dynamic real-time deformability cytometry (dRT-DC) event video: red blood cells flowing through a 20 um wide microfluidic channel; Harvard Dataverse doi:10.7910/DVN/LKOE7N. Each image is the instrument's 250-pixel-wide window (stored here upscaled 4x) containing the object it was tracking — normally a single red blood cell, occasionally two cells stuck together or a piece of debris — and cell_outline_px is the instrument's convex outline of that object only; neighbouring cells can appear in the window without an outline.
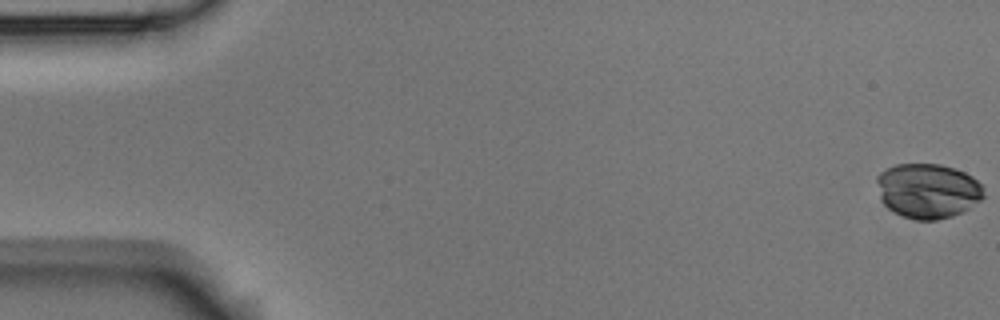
{"species": "Egyptian fruit bat (a non-hibernating species)", "species_latin": "Rousettus aegyptiacus", "temperature_condition": "room temperature", "stored_images_in_passage": 55, "camera_frame_rate_fps": 3000, "um_per_image_px": 0.085, "animal": {"sex": "male"}, "frame": {"image": 1, "passage_image": 1, "time_ms": 0.0, "image_size_px": [1000, 320], "cell_outline_px": [[984, 196], [980, 200], [968, 208], [952, 216], [936, 220], [916, 220], [904, 216], [888, 208], [880, 200], [876, 180], [876, 176], [880, 172], [896, 164], [940, 164], [964, 172], [972, 176], [984, 188]], "centroid_in_image_um": [78.84, 16.21], "position_along_channel_um": 6.2, "area_um2": 34.04}}
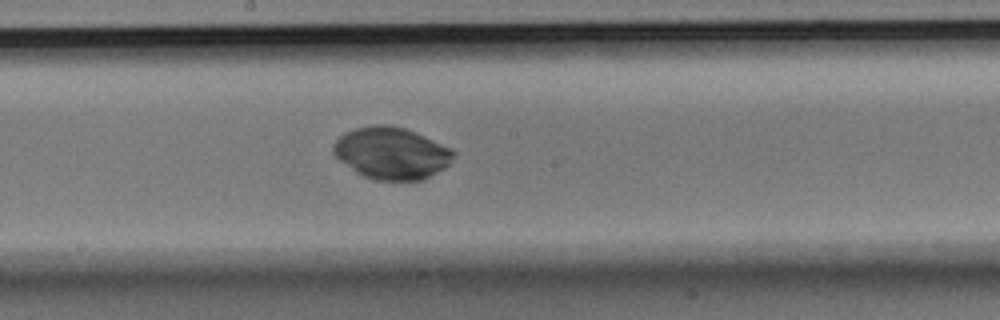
{"frame": {"image": 2, "passage_image": 31, "time_ms": 10.0, "image_size_px": [1000, 320], "cell_outline_px": [[456, 156], [444, 168], [424, 180], [376, 180], [364, 176], [356, 172], [340, 160], [332, 152], [332, 144], [344, 132], [356, 128], [372, 124], [388, 124], [404, 128], [424, 136], [452, 148], [456, 152]], "centroid_in_image_um": [33.28, 13.01], "position_along_channel_um": 214.9, "area_um2": 36.47}}
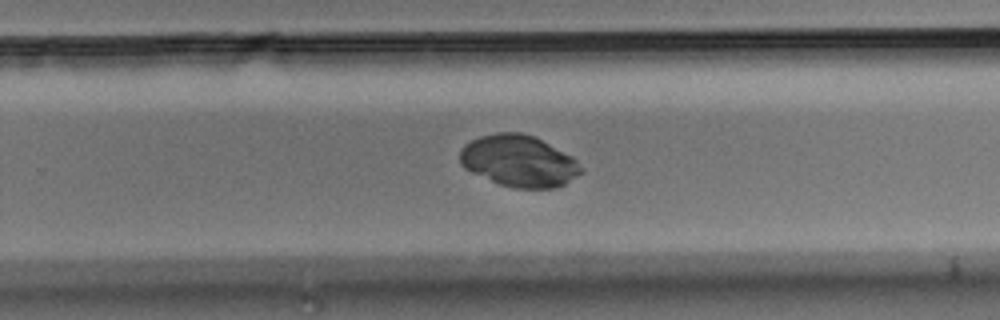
{"frame": {"image": 3, "passage_image": 37, "time_ms": 12.0, "image_size_px": [1000, 320], "cell_outline_px": [[584, 172], [564, 184], [556, 188], [516, 188], [500, 184], [472, 172], [464, 168], [460, 164], [460, 148], [464, 144], [480, 136], [496, 132], [520, 132], [532, 136], [572, 156], [584, 168]], "centroid_in_image_um": [44.1, 13.69], "position_along_channel_um": 285.7, "area_um2": 36.3}}